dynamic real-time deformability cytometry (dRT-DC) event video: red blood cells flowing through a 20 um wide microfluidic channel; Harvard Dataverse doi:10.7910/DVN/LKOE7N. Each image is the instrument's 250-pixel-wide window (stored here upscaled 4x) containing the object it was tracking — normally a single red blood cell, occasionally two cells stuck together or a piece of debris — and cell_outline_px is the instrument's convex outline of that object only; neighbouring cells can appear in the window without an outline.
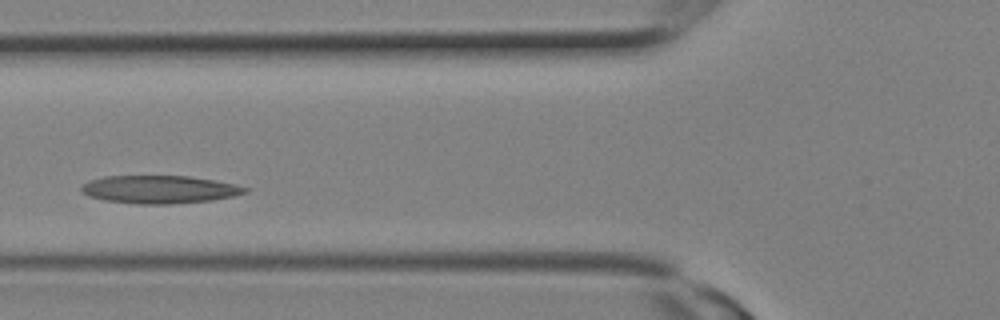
{"species": "Egyptian fruit bat (a non-hibernating species)", "species_latin": "Rousettus aegyptiacus", "temperature_condition": "room temperature", "stored_images_in_passage": 6, "camera_frame_rate_fps": 3000, "um_per_image_px": 0.085, "animal": {"sex": "female"}, "frame": {"image": 1, "passage_image": 5, "time_ms": 1.333, "image_size_px": [1000, 320], "cell_outline_px": [[248, 192], [232, 196], [212, 200], [168, 204], [136, 204], [104, 200], [88, 196], [80, 192], [80, 188], [88, 180], [104, 176], [188, 176], [216, 180], [236, 184], [248, 188]], "centroid_in_image_um": [13.53, 16.1], "position_along_channel_um": 112.3, "area_um2": 26.76}}